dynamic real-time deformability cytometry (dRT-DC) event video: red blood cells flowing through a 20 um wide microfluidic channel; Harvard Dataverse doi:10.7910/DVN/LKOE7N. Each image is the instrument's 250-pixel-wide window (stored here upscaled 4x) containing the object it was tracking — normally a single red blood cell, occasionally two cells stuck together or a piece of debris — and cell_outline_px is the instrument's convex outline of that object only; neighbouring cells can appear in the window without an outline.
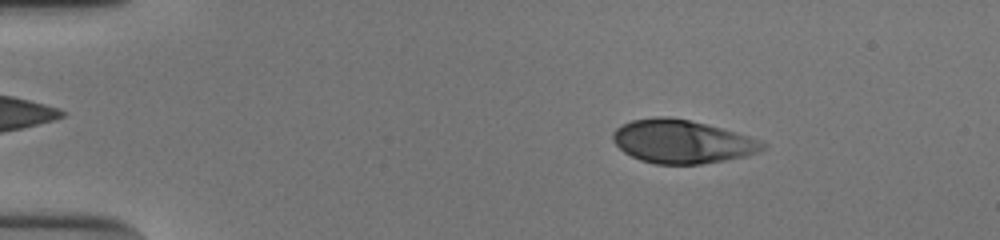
{"species": "human", "species_latin": "Homo sapiens", "temperature_condition": "cold", "stored_images_in_passage": 52, "camera_frame_rate_fps": 3000, "um_per_image_px": 0.085, "donor": {"sex": "male"}, "frame": {"image": 1, "passage_image": 8, "time_ms": 2.333, "image_size_px": [1000, 240], "cell_outline_px": [[768, 148], [760, 152], [744, 156], [724, 160], [700, 164], [656, 164], [640, 160], [624, 152], [612, 140], [612, 132], [616, 128], [632, 120], [656, 116], [668, 116], [688, 120], [720, 128], [748, 136], [760, 140], [768, 144]], "centroid_in_image_um": [57.97, 12.04], "position_along_channel_um": 27.0, "area_um2": 37.74}}
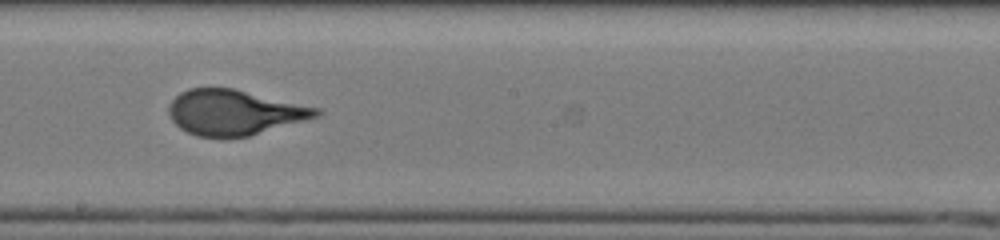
{"frame": {"image": 2, "passage_image": 30, "time_ms": 9.667, "image_size_px": [1000, 240], "cell_outline_px": [[324, 112], [320, 116], [248, 136], [224, 140], [196, 136], [180, 128], [172, 120], [168, 112], [168, 108], [172, 100], [180, 92], [188, 88], [232, 88], [320, 108]], "centroid_in_image_um": [19.91, 9.58], "position_along_channel_um": 228.3, "area_um2": 39.25}}
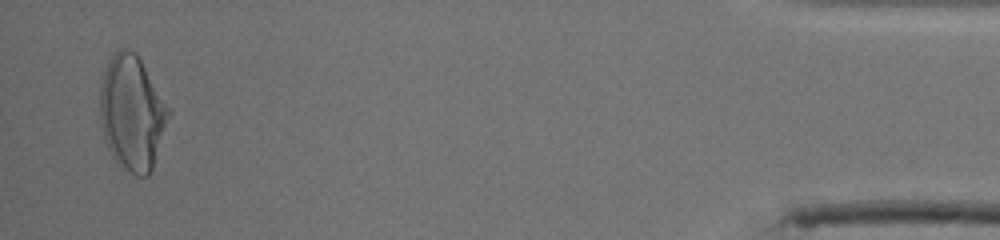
{"frame": {"image": 3, "passage_image": 51, "time_ms": 16.667, "image_size_px": [1000, 240], "cell_outline_px": [[172, 112], [152, 168], [148, 176], [136, 176], [120, 168], [112, 156], [108, 148], [104, 136], [100, 116], [100, 84], [108, 60], [120, 48], [128, 48], [136, 52]], "centroid_in_image_um": [11.23, 9.61], "position_along_channel_um": 424.0, "area_um2": 46.01}, "authors_computed_cell_mechanics": {"area_um2": 38.8705, "velocity_mm_per_s": 3.8651, "shape_relaxation_time_tau1_ms": 5.7496, "shape_relaxation_time_tau2_ms": null, "deformation_change_tau1": 0.2279, "deformation_change_tau2": null}}